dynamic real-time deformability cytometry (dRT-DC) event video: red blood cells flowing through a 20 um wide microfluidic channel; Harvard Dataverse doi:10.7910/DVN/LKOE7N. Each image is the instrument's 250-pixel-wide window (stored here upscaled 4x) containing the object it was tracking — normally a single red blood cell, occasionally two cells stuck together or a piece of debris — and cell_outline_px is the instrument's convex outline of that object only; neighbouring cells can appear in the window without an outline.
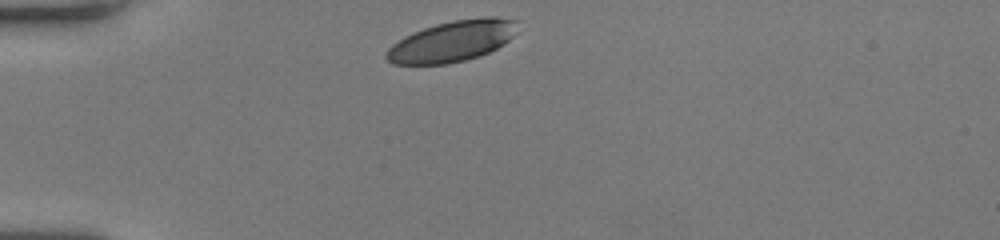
{"species": "human", "species_latin": "Homo sapiens", "temperature_condition": "room temperature", "stored_images_in_passage": 31, "camera_frame_rate_fps": 3000, "um_per_image_px": 0.085, "donor": {"sex": "female"}, "frame": {"image": 1, "passage_image": 1, "time_ms": 0.0, "image_size_px": [1000, 240], "cell_outline_px": [[516, 20], [512, 36], [508, 40], [496, 48], [488, 52], [464, 60], [444, 64], [392, 64], [384, 56], [384, 52], [392, 44], [404, 36], [412, 32], [436, 24], [452, 20], [484, 16], [496, 16]], "centroid_in_image_um": [38.37, 3.49], "position_along_channel_um": 46.6, "area_um2": 31.04}}
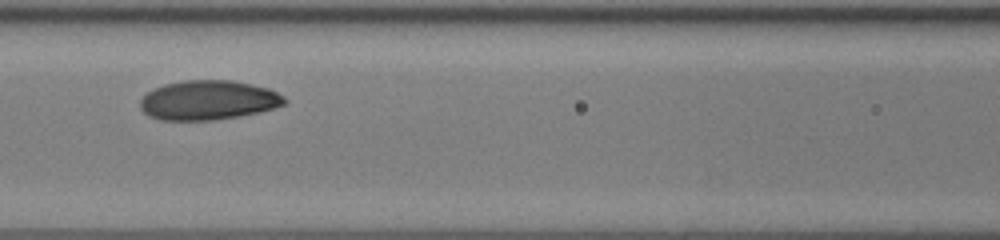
{"frame": {"image": 2, "passage_image": 11, "time_ms": 3.333, "image_size_px": [1000, 240], "cell_outline_px": [[288, 100], [284, 104], [272, 108], [256, 112], [236, 116], [212, 120], [160, 120], [148, 116], [140, 108], [140, 100], [148, 92], [164, 84], [184, 80], [232, 80], [268, 88], [284, 96]], "centroid_in_image_um": [17.67, 8.51], "position_along_channel_um": 148.9, "area_um2": 32.95}}
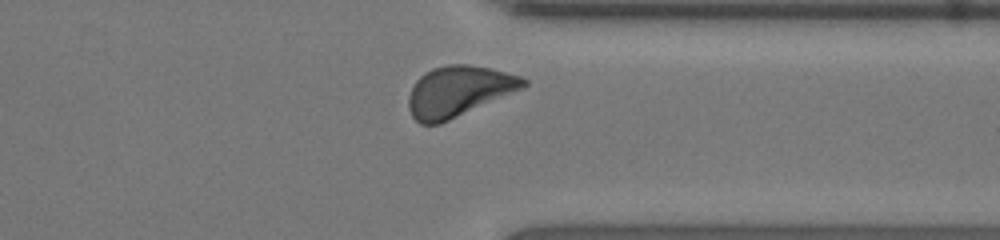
{"frame": {"image": 3, "passage_image": 28, "time_ms": 9.0, "image_size_px": [1000, 240], "cell_outline_px": [[528, 84], [524, 88], [440, 124], [420, 124], [412, 116], [408, 108], [408, 96], [416, 80], [424, 72], [432, 68], [448, 64], [468, 64], [488, 68], [520, 76], [528, 80]], "centroid_in_image_um": [38.96, 7.76], "position_along_channel_um": 372.4, "area_um2": 33.81}, "authors_computed_cell_mechanics": {"area_um2": 32.8882, "velocity_mm_per_s": 3.9571, "shape_relaxation_time_tau1_ms": 4.3113, "shape_relaxation_time_tau2_ms": null, "deformation_change_tau1": 0.1638, "deformation_change_tau2": null}}